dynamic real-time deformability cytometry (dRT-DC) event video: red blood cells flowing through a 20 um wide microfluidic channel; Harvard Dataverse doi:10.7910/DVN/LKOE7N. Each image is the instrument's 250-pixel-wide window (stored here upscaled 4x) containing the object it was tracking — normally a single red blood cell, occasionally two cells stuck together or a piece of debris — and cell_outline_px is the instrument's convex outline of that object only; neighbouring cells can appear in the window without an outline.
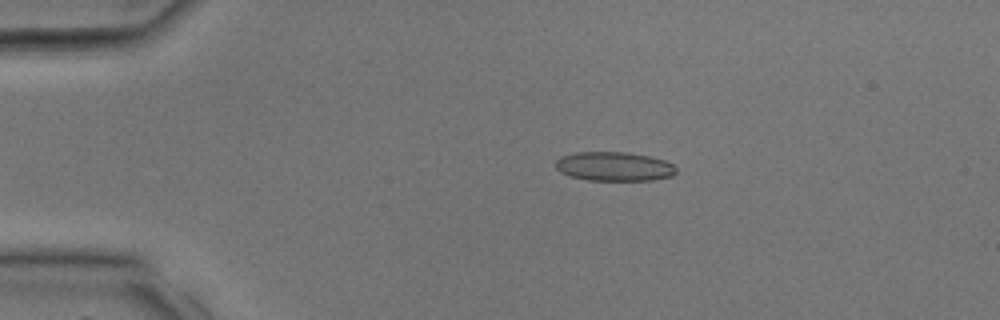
{"species": "common noctule bat (a hibernating species)", "species_latin": "Nyctalus noctula", "temperature_condition": "room temperature", "stored_images_in_passage": 27, "camera_frame_rate_fps": 3000, "um_per_image_px": 0.085, "animal": {"sex": "male", "body_mass_g": 17.9, "forearm_length_mm": 54.2}, "frame": {"image": 1, "passage_image": 1, "time_ms": 0.0, "image_size_px": [1000, 320], "cell_outline_px": [[676, 172], [672, 176], [652, 180], [588, 180], [572, 176], [560, 172], [556, 168], [556, 160], [560, 156], [576, 152], [628, 152], [648, 156], [664, 160], [672, 164], [676, 168]], "centroid_in_image_um": [52.19, 14.14], "position_along_channel_um": 32.8, "area_um2": 20.4}}
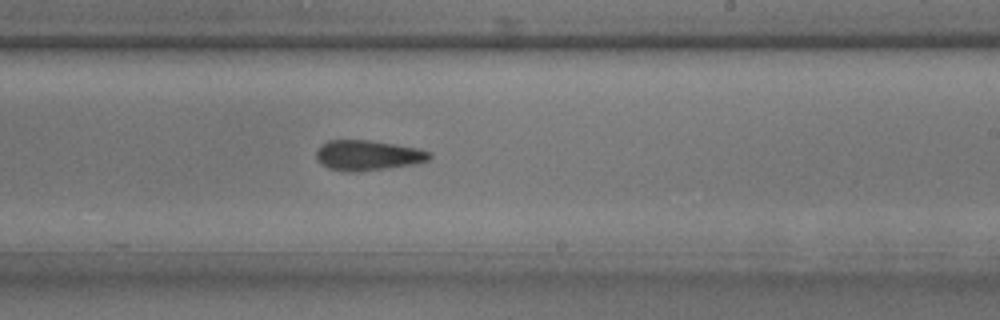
{"frame": {"image": 2, "passage_image": 14, "time_ms": 4.333, "image_size_px": [1000, 320], "cell_outline_px": [[432, 156], [428, 160], [412, 164], [356, 172], [348, 172], [328, 168], [320, 164], [316, 156], [316, 152], [320, 144], [328, 140], [368, 140], [396, 144], [416, 148], [432, 152]], "centroid_in_image_um": [31.22, 13.19], "position_along_channel_um": 257.8, "area_um2": 19.88}}
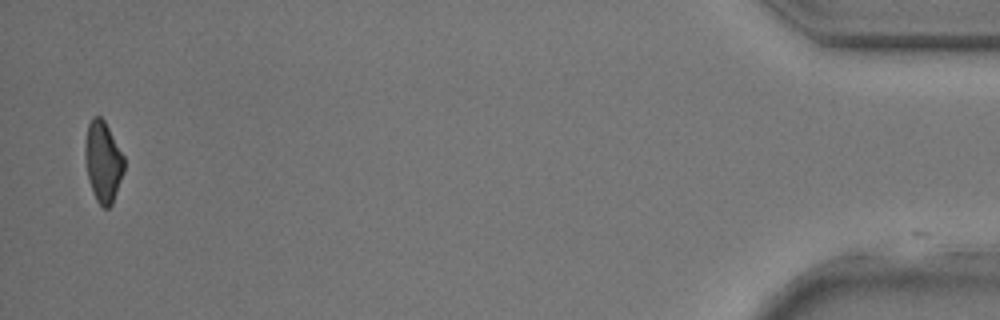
{"frame": {"image": 3, "passage_image": 26, "time_ms": 8.333, "image_size_px": [1000, 320], "cell_outline_px": [[124, 172], [112, 204], [108, 208], [104, 208], [96, 200], [88, 176], [84, 156], [84, 148], [88, 124], [92, 116], [100, 116], [104, 120], [124, 156]], "centroid_in_image_um": [8.76, 13.72], "position_along_channel_um": 426.4, "area_um2": 18.26}}